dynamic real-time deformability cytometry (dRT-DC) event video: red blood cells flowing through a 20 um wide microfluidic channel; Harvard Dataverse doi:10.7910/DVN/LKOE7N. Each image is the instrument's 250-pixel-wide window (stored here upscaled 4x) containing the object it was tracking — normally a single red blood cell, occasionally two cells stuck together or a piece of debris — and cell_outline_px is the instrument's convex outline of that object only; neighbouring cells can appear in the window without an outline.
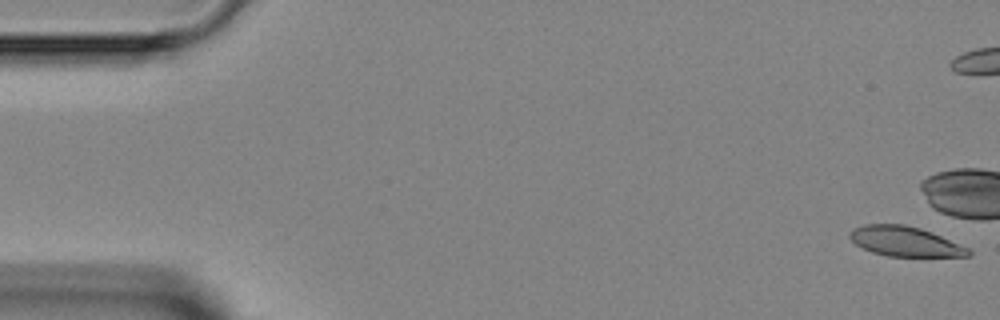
{"species": "Egyptian fruit bat (a non-hibernating species)", "species_latin": "Rousettus aegyptiacus", "temperature_condition": "room temperature", "stored_images_in_passage": 7, "camera_frame_rate_fps": 3000, "um_per_image_px": 0.085, "animal": {"sex": "female"}, "frame": {"image": 1, "passage_image": 1, "time_ms": 0.0, "image_size_px": [1000, 320], "cell_outline_px": [[972, 256], [888, 256], [872, 252], [856, 244], [848, 236], [848, 232], [852, 228], [864, 224], [904, 224], [920, 228], [932, 232], [968, 248], [972, 252]], "centroid_in_image_um": [76.9, 20.51], "position_along_channel_um": 8.1, "area_um2": 20.58}}